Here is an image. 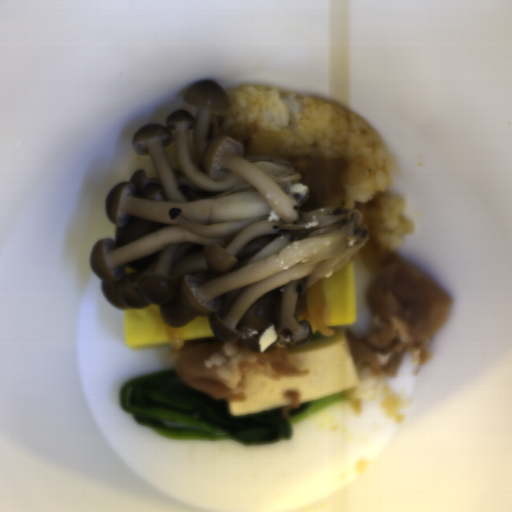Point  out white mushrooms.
I'll list each match as a JSON object with an SVG mask.
<instances>
[{"instance_id": "1", "label": "white mushrooms", "mask_w": 512, "mask_h": 512, "mask_svg": "<svg viewBox=\"0 0 512 512\" xmlns=\"http://www.w3.org/2000/svg\"><path fill=\"white\" fill-rule=\"evenodd\" d=\"M164 123L132 142L155 173L139 169L104 199L113 237L89 256L103 295L117 309L157 306L171 327L206 318L217 342L260 349L310 342L304 319L311 285L347 264L369 232L362 211L304 209L290 193L301 177L288 160L246 157L222 130L232 101L217 83L192 82Z\"/></svg>"}]
</instances>
